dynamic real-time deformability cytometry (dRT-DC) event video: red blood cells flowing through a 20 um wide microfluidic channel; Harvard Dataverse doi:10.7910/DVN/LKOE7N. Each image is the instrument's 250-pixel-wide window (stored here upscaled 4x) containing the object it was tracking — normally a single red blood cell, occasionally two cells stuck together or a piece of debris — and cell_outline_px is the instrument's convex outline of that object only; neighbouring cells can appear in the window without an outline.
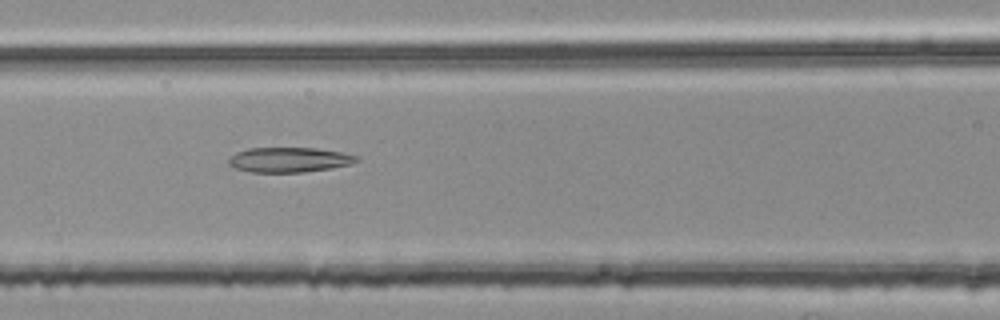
{"species": "common noctule bat (a hibernating species)", "species_latin": "Nyctalus noctula", "temperature_condition": "room temperature", "stored_images_in_passage": 49, "camera_frame_rate_fps": 3000, "um_per_image_px": 0.085, "animal": {"sex": "female", "body_mass_g": 25.1}, "frame": {"image": 1, "passage_image": 18, "time_ms": 5.667, "image_size_px": [1000, 320], "cell_outline_px": [[360, 160], [352, 164], [332, 168], [304, 172], [252, 172], [236, 168], [228, 164], [228, 160], [236, 152], [248, 148], [316, 148], [340, 152], [360, 156]], "centroid_in_image_um": [24.62, 13.58], "position_along_channel_um": 142.0, "area_um2": 18.61}}
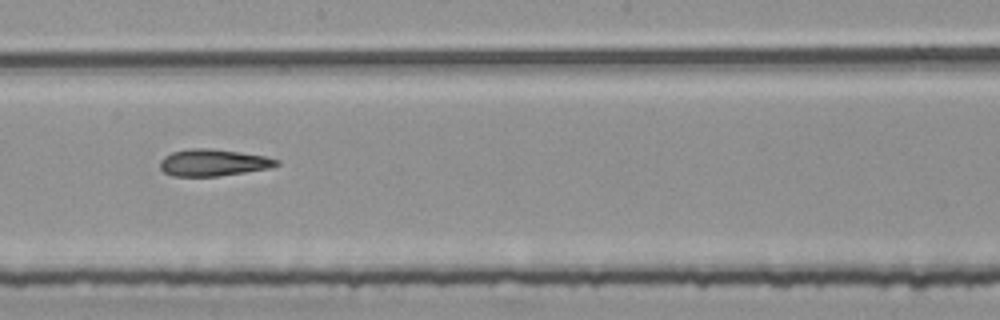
{"frame": {"image": 2, "passage_image": 25, "time_ms": 8.0, "image_size_px": [1000, 320], "cell_outline_px": [[280, 164], [272, 168], [216, 176], [172, 176], [164, 172], [160, 168], [160, 160], [164, 156], [172, 152], [188, 148], [208, 148], [264, 156], [280, 160]], "centroid_in_image_um": [18.1, 13.82], "position_along_channel_um": 230.1, "area_um2": 18.15}}
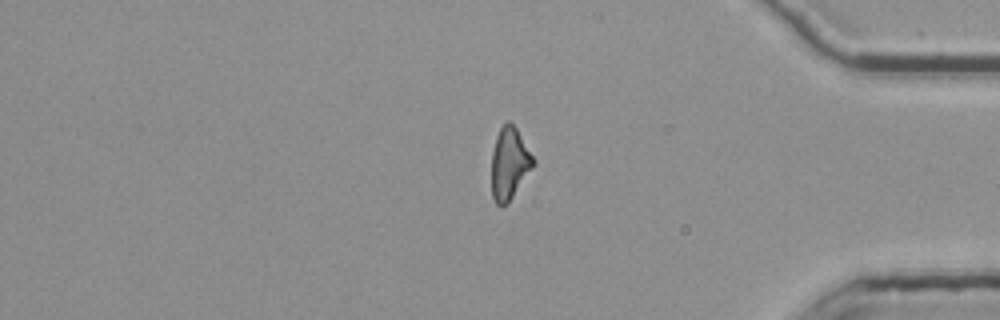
{"frame": {"image": 3, "passage_image": 40, "time_ms": 13.0, "image_size_px": [1000, 320], "cell_outline_px": [[536, 164], [508, 204], [500, 208], [496, 204], [492, 196], [492, 152], [496, 136], [500, 128], [508, 120], [516, 128], [536, 160]], "centroid_in_image_um": [43.32, 13.94], "position_along_channel_um": 391.9, "area_um2": 17.74}}